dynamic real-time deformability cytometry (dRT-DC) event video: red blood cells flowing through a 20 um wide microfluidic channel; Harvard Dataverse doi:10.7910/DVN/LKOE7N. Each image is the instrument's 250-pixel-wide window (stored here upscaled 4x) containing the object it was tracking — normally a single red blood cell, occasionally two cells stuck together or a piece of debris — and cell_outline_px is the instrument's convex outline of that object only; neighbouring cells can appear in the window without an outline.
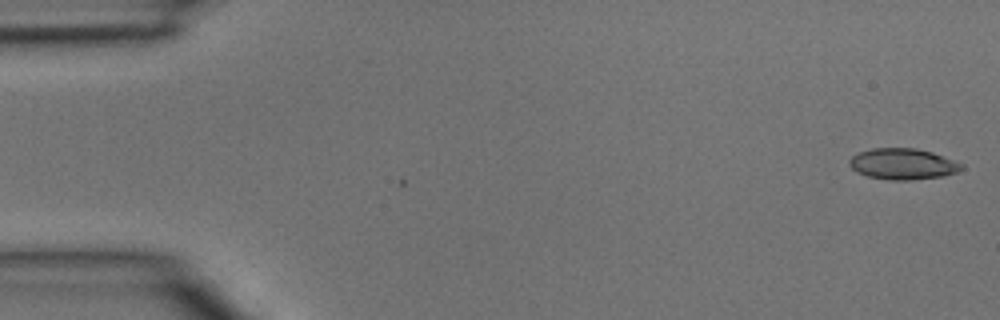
{"species": "common noctule bat (a hibernating species)", "species_latin": "Nyctalus noctula", "temperature_condition": "room temperature", "stored_images_in_passage": 3, "camera_frame_rate_fps": 3000, "um_per_image_px": 0.085, "animal": {"sex": "male", "body_mass_g": 15.6}, "frame": {"image": 1, "passage_image": 1, "time_ms": 0.0, "image_size_px": [1000, 320], "cell_outline_px": [[964, 168], [956, 172], [944, 176], [908, 180], [888, 180], [868, 176], [856, 172], [848, 164], [848, 160], [852, 156], [860, 152], [872, 148], [916, 148], [932, 152], [964, 164]], "centroid_in_image_um": [76.73, 13.94], "position_along_channel_um": 8.3, "area_um2": 20.35}}